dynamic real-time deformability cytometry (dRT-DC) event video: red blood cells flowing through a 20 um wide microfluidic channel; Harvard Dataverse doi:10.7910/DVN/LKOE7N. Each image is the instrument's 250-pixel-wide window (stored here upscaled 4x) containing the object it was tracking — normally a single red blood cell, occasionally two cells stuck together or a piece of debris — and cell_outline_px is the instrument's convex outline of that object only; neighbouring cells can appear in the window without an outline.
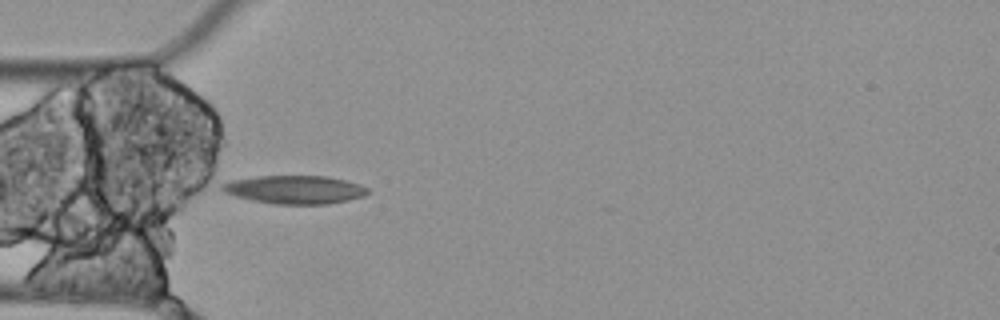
{"species": "Egyptian fruit bat (a non-hibernating species)", "species_latin": "Rousettus aegyptiacus", "temperature_condition": "cold", "stored_images_in_passage": 6, "camera_frame_rate_fps": 3000, "um_per_image_px": 0.085, "animal": {"sex": "female"}, "frame": {"image": 1, "passage_image": 4, "time_ms": 1.0, "image_size_px": [1000, 320], "cell_outline_px": [[368, 192], [364, 196], [348, 200], [324, 204], [276, 204], [252, 200], [236, 196], [224, 192], [220, 188], [220, 184], [232, 180], [256, 176], [328, 176], [360, 184], [368, 188]], "centroid_in_image_um": [25.04, 16.11], "position_along_channel_um": 60.0, "area_um2": 23.93}}
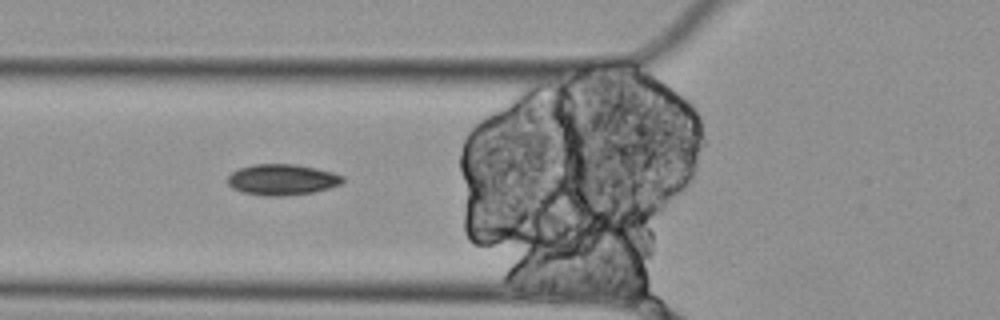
{"frame": {"image": 2, "passage_image": 5, "time_ms": 1.333, "image_size_px": [1000, 320], "cell_outline_px": [[344, 180], [340, 184], [328, 188], [312, 192], [284, 196], [264, 196], [244, 192], [232, 188], [228, 184], [228, 176], [232, 172], [240, 168], [252, 164], [296, 164], [316, 168], [332, 172], [344, 176]], "centroid_in_image_um": [23.97, 15.26], "position_along_channel_um": 101.8, "area_um2": 20.69}}
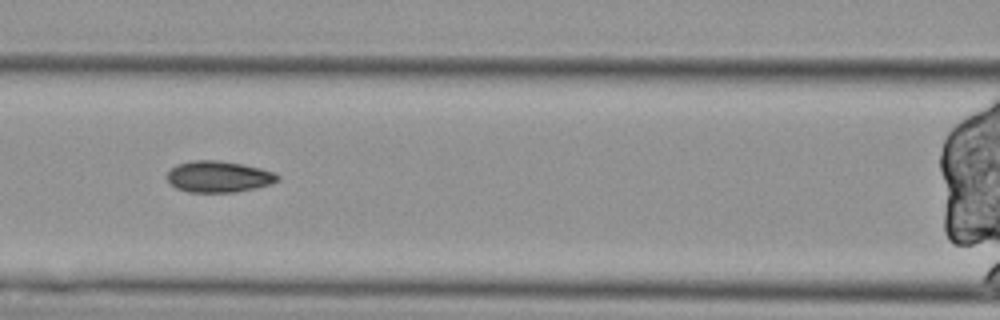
{"frame": {"image": 3, "passage_image": 6, "time_ms": 1.667, "image_size_px": [1000, 320], "cell_outline_px": [[280, 176], [276, 180], [268, 184], [256, 188], [236, 192], [188, 192], [176, 188], [168, 184], [168, 172], [176, 164], [192, 160], [216, 160], [244, 164], [276, 172]], "centroid_in_image_um": [18.56, 15.01], "position_along_channel_um": 148.0, "area_um2": 20.23}}